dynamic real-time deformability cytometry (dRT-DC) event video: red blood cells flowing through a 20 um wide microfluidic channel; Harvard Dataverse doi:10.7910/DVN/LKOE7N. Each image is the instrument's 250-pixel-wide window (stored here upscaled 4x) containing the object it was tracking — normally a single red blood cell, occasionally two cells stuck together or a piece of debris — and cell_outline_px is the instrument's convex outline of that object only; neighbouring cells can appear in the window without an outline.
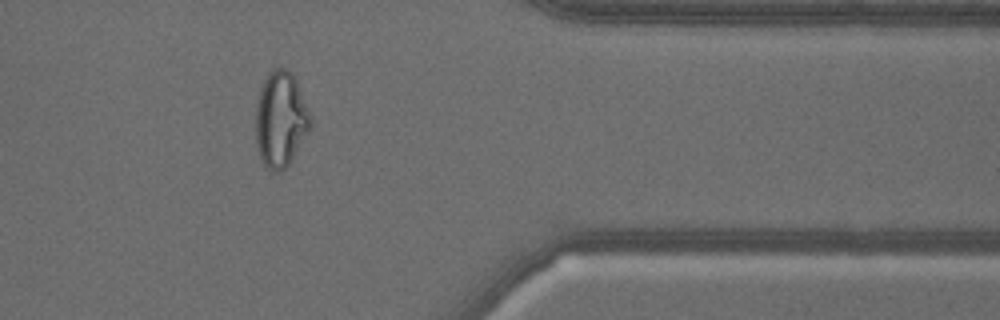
{"species": "common noctule bat (a hibernating species)", "species_latin": "Nyctalus noctula", "temperature_condition": "warm", "stored_images_in_passage": 55, "camera_frame_rate_fps": 3000, "um_per_image_px": 0.085, "animal": {"sex": "male", "body_mass_g": 18.8}, "frame": {"image": 1, "passage_image": 46, "time_ms": 15.0, "image_size_px": [1000, 320], "cell_outline_px": [[312, 124], [308, 132], [288, 164], [280, 172], [276, 172], [268, 168], [264, 164], [260, 156], [256, 144], [256, 108], [260, 88], [268, 72], [272, 68], [284, 68], [292, 72], [296, 80], [312, 116]], "centroid_in_image_um": [23.86, 10.11], "position_along_channel_um": 387.5, "area_um2": 30.4}}